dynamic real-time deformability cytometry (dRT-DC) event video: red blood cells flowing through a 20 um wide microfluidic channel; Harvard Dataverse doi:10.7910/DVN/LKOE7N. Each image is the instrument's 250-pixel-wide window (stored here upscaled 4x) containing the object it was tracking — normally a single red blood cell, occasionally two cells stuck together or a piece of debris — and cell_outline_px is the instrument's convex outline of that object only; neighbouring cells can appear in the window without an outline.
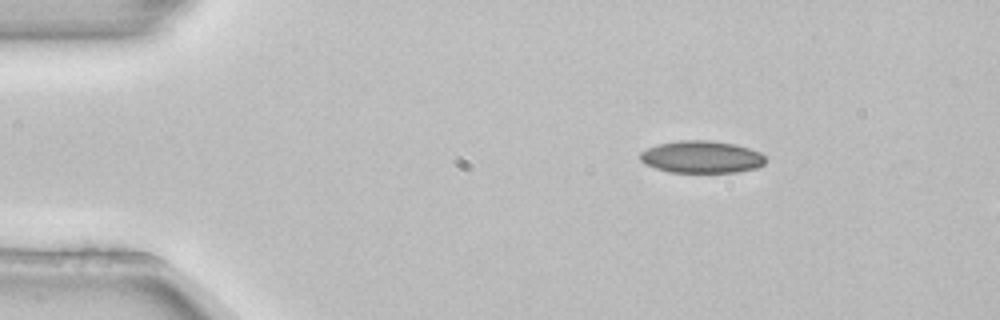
{"species": "common noctule bat (a hibernating species)", "species_latin": "Nyctalus noctula", "temperature_condition": "room temperature", "stored_images_in_passage": 3, "camera_frame_rate_fps": 3000, "um_per_image_px": 0.085, "animal": {"sex": "female", "body_mass_g": 22.7, "forearm_length_mm": 54.2}, "frame": {"image": 1, "passage_image": 1, "time_ms": 0.0, "image_size_px": [1000, 320], "cell_outline_px": [[764, 164], [756, 168], [736, 172], [668, 172], [644, 164], [640, 160], [640, 152], [648, 148], [660, 144], [680, 140], [708, 140], [736, 144], [760, 152], [764, 156]], "centroid_in_image_um": [59.62, 13.34], "position_along_channel_um": 25.4, "area_um2": 23.47}}